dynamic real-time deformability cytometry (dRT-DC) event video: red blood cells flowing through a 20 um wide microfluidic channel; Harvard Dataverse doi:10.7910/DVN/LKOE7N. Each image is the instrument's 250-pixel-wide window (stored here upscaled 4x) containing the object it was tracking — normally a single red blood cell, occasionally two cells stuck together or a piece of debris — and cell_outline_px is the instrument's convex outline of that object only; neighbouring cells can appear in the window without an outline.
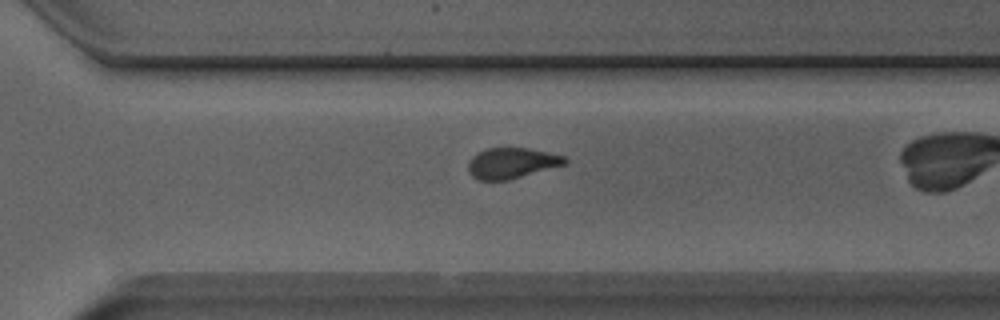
{"species": "Egyptian fruit bat (a non-hibernating species)", "species_latin": "Rousettus aegyptiacus", "temperature_condition": "room temperature", "stored_images_in_passage": 32, "camera_frame_rate_fps": 3000, "um_per_image_px": 0.085, "animal": {"sex": "male"}, "frame": {"image": 1, "passage_image": 28, "time_ms": 9.0, "image_size_px": [1000, 320], "cell_outline_px": [[568, 164], [508, 180], [476, 180], [468, 172], [468, 160], [476, 152], [488, 148], [528, 148], [548, 152], [564, 156], [568, 160]], "centroid_in_image_um": [43.48, 13.86], "position_along_channel_um": 327.1, "area_um2": 17.51}}